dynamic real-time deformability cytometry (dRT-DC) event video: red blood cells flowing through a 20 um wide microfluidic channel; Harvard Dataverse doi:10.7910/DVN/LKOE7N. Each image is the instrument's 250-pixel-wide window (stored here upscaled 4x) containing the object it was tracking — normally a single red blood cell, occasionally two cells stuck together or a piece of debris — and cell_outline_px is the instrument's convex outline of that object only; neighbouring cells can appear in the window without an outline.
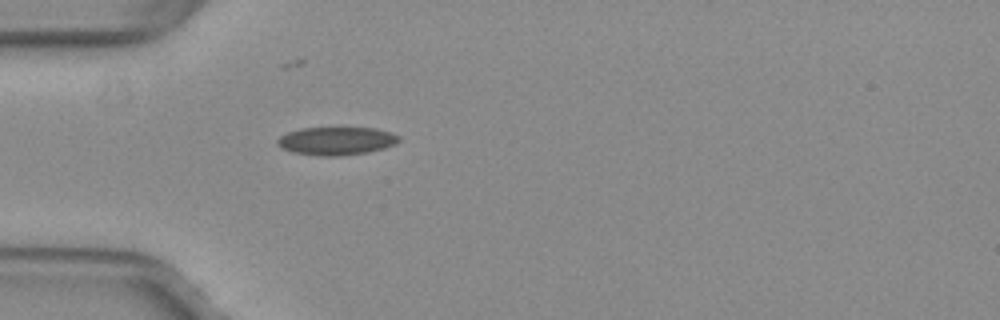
{"species": "common noctule bat (a hibernating species)", "species_latin": "Nyctalus noctula", "temperature_condition": "warm", "stored_images_in_passage": 5, "camera_frame_rate_fps": 3000, "um_per_image_px": 0.085, "animal": {"sex": "female", "body_mass_g": 29.2, "forearm_length_mm": 56.3}, "frame": {"image": 1, "passage_image": 1, "time_ms": 0.0, "image_size_px": [1000, 320], "cell_outline_px": [[400, 140], [396, 144], [384, 148], [368, 152], [340, 156], [320, 156], [292, 152], [280, 148], [276, 144], [276, 140], [280, 136], [288, 132], [300, 128], [376, 128], [392, 132], [400, 136]], "centroid_in_image_um": [28.59, 11.98], "position_along_channel_um": 56.4, "area_um2": 20.11}}